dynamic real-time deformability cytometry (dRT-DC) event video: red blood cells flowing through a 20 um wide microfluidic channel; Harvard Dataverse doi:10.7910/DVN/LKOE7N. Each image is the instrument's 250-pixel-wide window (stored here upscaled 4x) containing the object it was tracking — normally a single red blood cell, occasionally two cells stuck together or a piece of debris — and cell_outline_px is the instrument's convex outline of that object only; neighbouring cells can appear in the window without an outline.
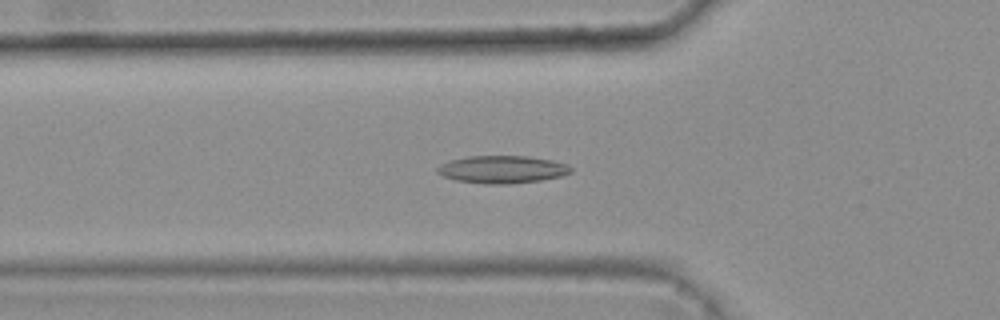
{"species": "common noctule bat (a hibernating species)", "species_latin": "Nyctalus noctula", "temperature_condition": "warm", "stored_images_in_passage": 40, "camera_frame_rate_fps": 3000, "um_per_image_px": 0.085, "animal": {"sex": "female", "body_mass_g": 25.1}, "frame": {"image": 1, "passage_image": 13, "time_ms": 4.0, "image_size_px": [1000, 320], "cell_outline_px": [[572, 172], [560, 176], [540, 180], [508, 184], [484, 184], [456, 180], [444, 176], [436, 172], [436, 168], [440, 164], [448, 160], [468, 156], [528, 156], [552, 160], [568, 164], [572, 168]], "centroid_in_image_um": [42.67, 14.39], "position_along_channel_um": 83.1, "area_um2": 21.56}}
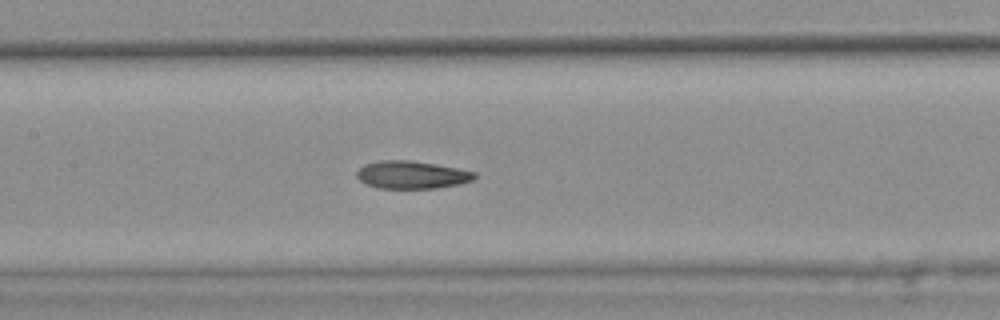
{"frame": {"image": 2, "passage_image": 20, "time_ms": 6.333, "image_size_px": [1000, 320], "cell_outline_px": [[476, 176], [472, 180], [460, 184], [436, 188], [380, 188], [368, 184], [360, 180], [356, 176], [356, 172], [364, 164], [380, 160], [412, 160], [436, 164], [476, 172]], "centroid_in_image_um": [35.0, 14.85], "position_along_channel_um": 172.4, "area_um2": 18.96}}
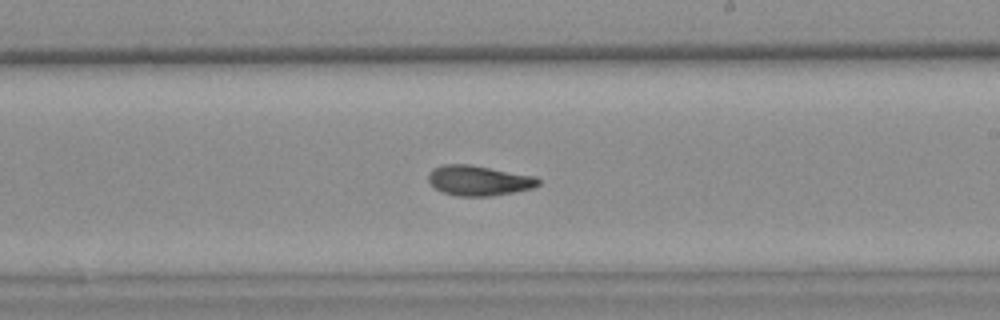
{"frame": {"image": 3, "passage_image": 26, "time_ms": 8.333, "image_size_px": [1000, 320], "cell_outline_px": [[540, 184], [532, 188], [492, 196], [456, 196], [444, 192], [436, 188], [428, 180], [428, 172], [432, 168], [444, 164], [468, 164], [536, 176], [540, 180]], "centroid_in_image_um": [40.69, 15.34], "position_along_channel_um": 248.3, "area_um2": 19.25}, "authors_computed_cell_mechanics": {"area_um2": 19.4208, "velocity_mm_per_s": 3.8063, "shape_relaxation_time_tau1_ms": null, "shape_relaxation_time_tau2_ms": 4.774, "deformation_change_tau1": null, "deformation_change_tau2": 0.1213}}